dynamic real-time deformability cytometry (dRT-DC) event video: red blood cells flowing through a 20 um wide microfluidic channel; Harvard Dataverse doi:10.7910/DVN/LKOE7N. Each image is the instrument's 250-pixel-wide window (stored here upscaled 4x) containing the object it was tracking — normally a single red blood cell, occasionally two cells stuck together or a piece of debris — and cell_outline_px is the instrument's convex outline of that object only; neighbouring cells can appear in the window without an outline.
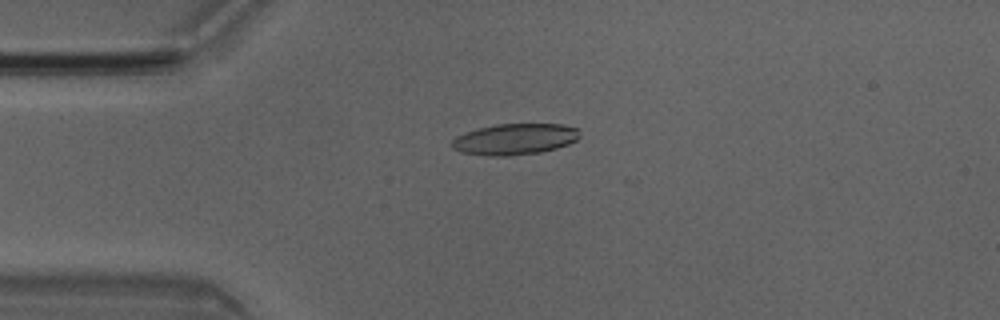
{"species": "Egyptian fruit bat (a non-hibernating species)", "species_latin": "Rousettus aegyptiacus", "temperature_condition": "room temperature", "stored_images_in_passage": 3, "camera_frame_rate_fps": 3000, "um_per_image_px": 0.085, "animal": {"sex": "male"}, "frame": {"image": 1, "passage_image": 1, "time_ms": 0.0, "image_size_px": [1000, 320], "cell_outline_px": [[580, 136], [576, 140], [568, 144], [556, 148], [540, 152], [512, 156], [492, 156], [460, 152], [452, 148], [452, 140], [456, 136], [464, 132], [496, 124], [564, 124], [576, 128], [580, 132]], "centroid_in_image_um": [43.75, 11.83], "position_along_channel_um": 41.2, "area_um2": 23.24}}